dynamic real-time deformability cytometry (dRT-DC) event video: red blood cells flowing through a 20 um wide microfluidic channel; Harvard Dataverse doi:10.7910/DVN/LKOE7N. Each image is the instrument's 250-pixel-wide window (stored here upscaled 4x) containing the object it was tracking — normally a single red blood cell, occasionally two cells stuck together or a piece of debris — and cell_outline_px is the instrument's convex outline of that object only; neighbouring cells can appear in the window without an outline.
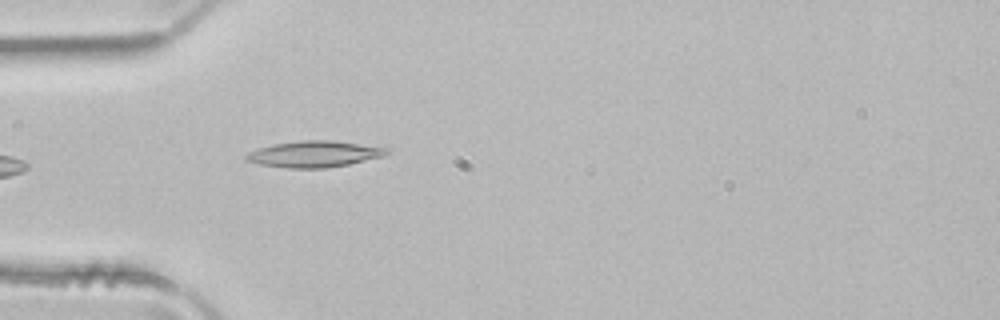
{"species": "common noctule bat (a hibernating species)", "species_latin": "Nyctalus noctula", "temperature_condition": "room temperature", "stored_images_in_passage": 36, "camera_frame_rate_fps": 3000, "um_per_image_px": 0.085, "animal": {"sex": "male", "body_mass_g": 21.5, "forearm_length_mm": 52.0}, "frame": {"image": 1, "passage_image": 1, "time_ms": 0.0, "image_size_px": [1000, 320], "cell_outline_px": [[388, 152], [384, 156], [348, 164], [324, 168], [284, 168], [260, 164], [248, 160], [244, 156], [248, 152], [272, 144], [300, 140], [332, 140], [388, 148]], "centroid_in_image_um": [26.7, 13.09], "position_along_channel_um": 58.3, "area_um2": 21.33}}
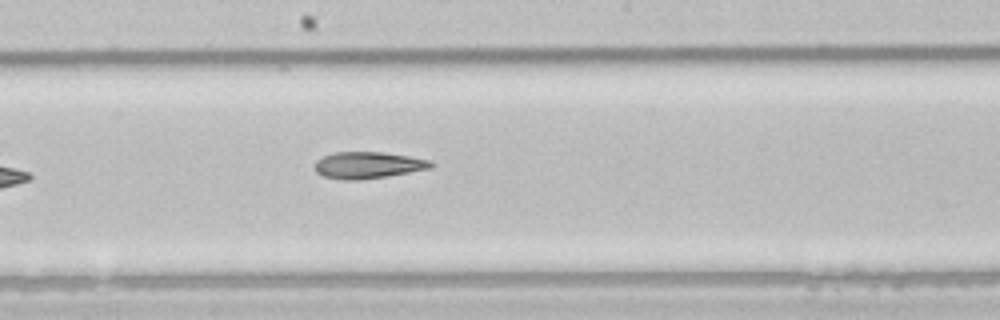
{"frame": {"image": 2, "passage_image": 13, "time_ms": 4.0, "image_size_px": [1000, 320], "cell_outline_px": [[436, 164], [432, 168], [360, 180], [344, 180], [324, 176], [316, 172], [316, 160], [324, 156], [336, 152], [384, 152], [432, 160]], "centroid_in_image_um": [31.32, 14.03], "position_along_channel_um": 216.9, "area_um2": 17.92}}
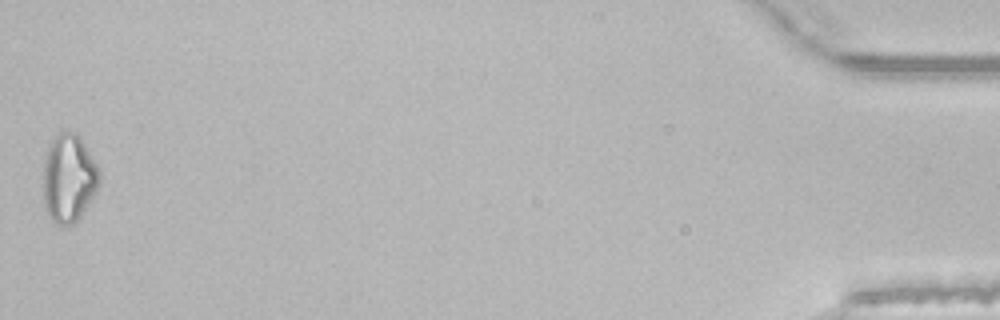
{"frame": {"image": 3, "passage_image": 36, "time_ms": 11.667, "image_size_px": [1000, 320], "cell_outline_px": [[100, 184], [96, 192], [80, 216], [72, 224], [56, 224], [48, 216], [44, 208], [44, 156], [48, 144], [60, 132], [72, 132], [80, 136], [100, 168]], "centroid_in_image_um": [5.85, 15.13], "position_along_channel_um": 429.3, "area_um2": 29.02}}